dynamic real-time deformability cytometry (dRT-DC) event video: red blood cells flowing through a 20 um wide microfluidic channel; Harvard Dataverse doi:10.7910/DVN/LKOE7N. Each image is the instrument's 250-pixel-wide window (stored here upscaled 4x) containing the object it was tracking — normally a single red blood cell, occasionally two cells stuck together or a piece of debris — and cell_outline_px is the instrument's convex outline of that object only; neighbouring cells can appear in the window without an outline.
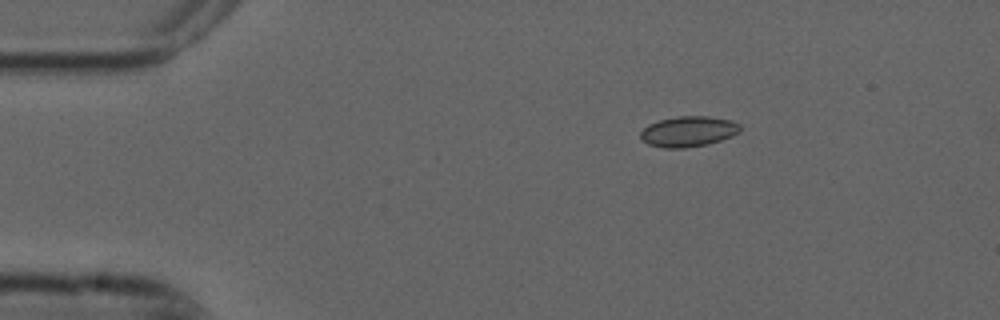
{"species": "common noctule bat (a hibernating species)", "species_latin": "Nyctalus noctula", "temperature_condition": "cold", "stored_images_in_passage": 3, "camera_frame_rate_fps": 3000, "um_per_image_px": 0.085, "animal": {"sex": "male", "forearm_length_mm": 52.5}, "frame": {"image": 1, "passage_image": 1, "time_ms": 0.0, "image_size_px": [1000, 320], "cell_outline_px": [[740, 132], [732, 136], [708, 144], [684, 148], [664, 148], [648, 144], [640, 136], [640, 132], [648, 124], [660, 120], [676, 116], [708, 116], [732, 120], [740, 124]], "centroid_in_image_um": [58.53, 11.17], "position_along_channel_um": 26.5, "area_um2": 17.74}}
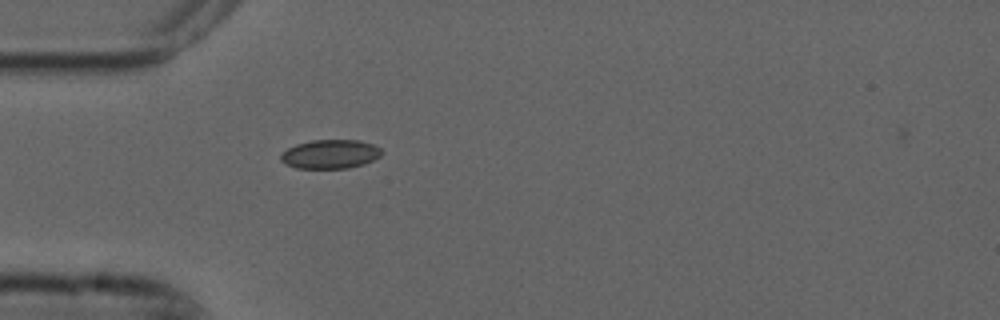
{"frame": {"image": 2, "passage_image": 3, "time_ms": 0.667, "image_size_px": [1000, 320], "cell_outline_px": [[384, 152], [380, 156], [364, 164], [348, 168], [296, 168], [284, 164], [280, 160], [280, 156], [288, 148], [296, 144], [312, 140], [360, 140], [372, 144], [380, 148]], "centroid_in_image_um": [28.07, 13.1], "position_along_channel_um": 56.9, "area_um2": 17.05}}